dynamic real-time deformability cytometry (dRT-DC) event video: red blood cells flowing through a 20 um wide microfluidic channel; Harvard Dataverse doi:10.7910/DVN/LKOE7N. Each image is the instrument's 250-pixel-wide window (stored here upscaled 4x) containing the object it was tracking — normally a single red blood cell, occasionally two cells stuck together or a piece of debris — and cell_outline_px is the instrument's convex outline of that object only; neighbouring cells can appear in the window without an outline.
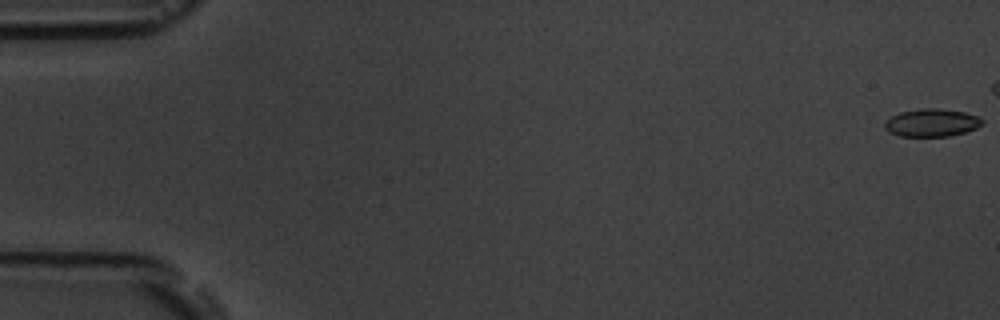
{"species": "common noctule bat (a hibernating species)", "species_latin": "Nyctalus noctula", "temperature_condition": "room temperature", "stored_images_in_passage": 8, "camera_frame_rate_fps": 3000, "um_per_image_px": 0.085, "animal": {"sex": "male", "body_mass_g": 19.5, "forearm_length_mm": 54.6}, "frame": {"image": 1, "passage_image": 1, "time_ms": 0.0, "image_size_px": [1000, 320], "cell_outline_px": [[984, 124], [976, 128], [964, 132], [948, 136], [900, 136], [888, 132], [884, 128], [884, 124], [892, 116], [900, 112], [920, 108], [936, 108], [964, 112], [980, 116], [984, 120]], "centroid_in_image_um": [79.22, 10.43], "position_along_channel_um": 5.8, "area_um2": 15.84}}
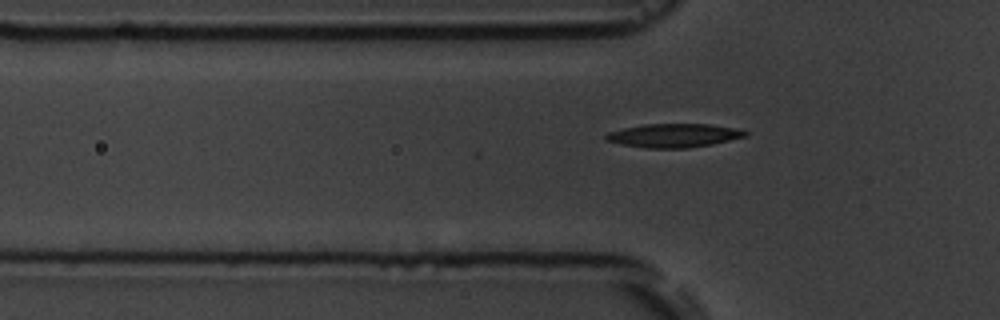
{"frame": {"image": 2, "passage_image": 8, "time_ms": 7.667, "image_size_px": [1000, 320], "cell_outline_px": [[748, 136], [712, 144], [688, 148], [644, 148], [620, 144], [604, 140], [604, 136], [608, 132], [624, 128], [644, 124], [708, 124], [732, 128], [748, 132]], "centroid_in_image_um": [57.23, 11.52], "position_along_channel_um": 68.6, "area_um2": 19.19}}